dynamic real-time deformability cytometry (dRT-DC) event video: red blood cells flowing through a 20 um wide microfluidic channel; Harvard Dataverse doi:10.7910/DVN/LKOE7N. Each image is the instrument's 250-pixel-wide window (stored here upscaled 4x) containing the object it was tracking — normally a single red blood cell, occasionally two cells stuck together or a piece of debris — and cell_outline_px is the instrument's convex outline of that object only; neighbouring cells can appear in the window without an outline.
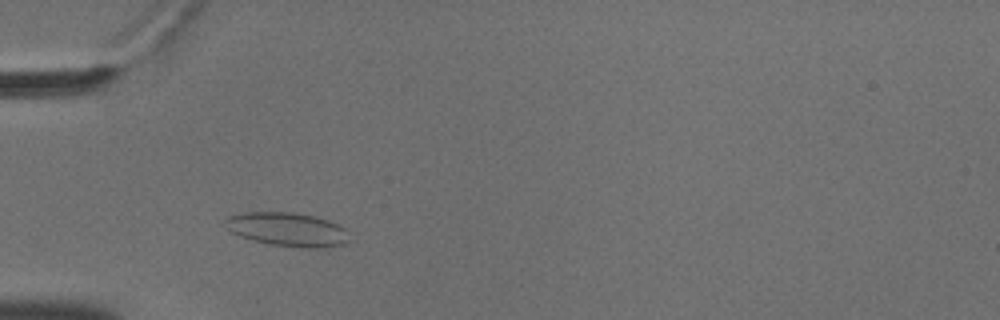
{"species": "common noctule bat (a hibernating species)", "species_latin": "Nyctalus noctula", "temperature_condition": "cold", "stored_images_in_passage": 47, "camera_frame_rate_fps": 3000, "um_per_image_px": 0.085, "animal": {"sex": "male", "body_mass_g": 18.8}, "frame": {"image": 1, "passage_image": 9, "time_ms": 2.667, "image_size_px": [1000, 320], "cell_outline_px": [[348, 240], [344, 244], [324, 248], [304, 248], [268, 244], [252, 240], [240, 236], [232, 232], [228, 228], [224, 220], [228, 216], [244, 212], [292, 212], [316, 216], [340, 224], [344, 228]], "centroid_in_image_um": [24.43, 19.5], "position_along_channel_um": 60.6, "area_um2": 24.51}}
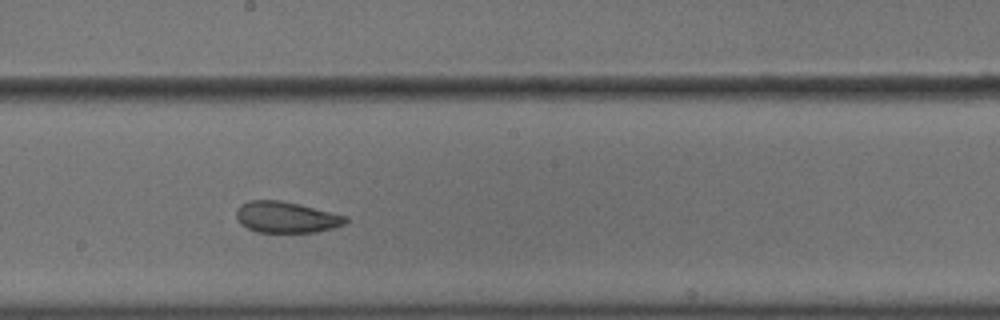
{"frame": {"image": 2, "passage_image": 23, "time_ms": 7.333, "image_size_px": [1000, 320], "cell_outline_px": [[348, 220], [344, 224], [332, 228], [316, 232], [256, 232], [240, 224], [236, 216], [236, 208], [240, 204], [248, 200], [280, 200], [300, 204], [348, 216]], "centroid_in_image_um": [24.31, 18.45], "position_along_channel_um": 223.9, "area_um2": 20.0}}
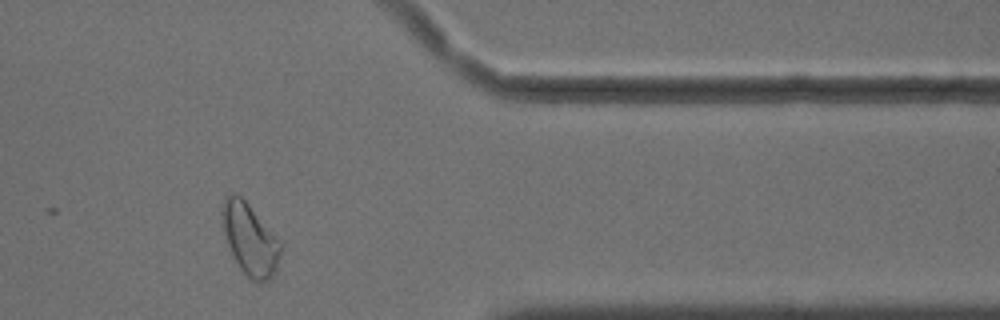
{"frame": {"image": 3, "passage_image": 38, "time_ms": 12.333, "image_size_px": [1000, 320], "cell_outline_px": [[280, 256], [276, 272], [268, 280], [256, 280], [248, 276], [240, 268], [232, 256], [224, 232], [220, 212], [224, 196], [228, 192], [236, 192], [248, 204], [280, 240]], "centroid_in_image_um": [21.21, 20.28], "position_along_channel_um": 390.2, "area_um2": 24.22}, "authors_computed_cell_mechanics": {"area_um2": 21.9062, "velocity_mm_per_s": 3.6161, "shape_relaxation_time_tau1_ms": null, "shape_relaxation_time_tau2_ms": 1.7228, "deformation_change_tau1": null, "deformation_change_tau2": 0.0741}}